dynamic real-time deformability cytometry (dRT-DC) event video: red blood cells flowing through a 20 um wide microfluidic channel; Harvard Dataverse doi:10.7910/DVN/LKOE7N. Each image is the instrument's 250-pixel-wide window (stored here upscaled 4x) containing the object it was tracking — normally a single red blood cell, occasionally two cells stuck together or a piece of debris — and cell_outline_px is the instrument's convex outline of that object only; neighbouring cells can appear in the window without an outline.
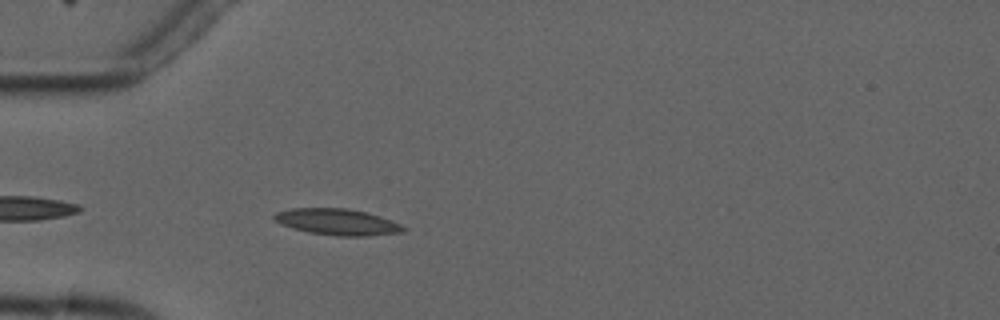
{"species": "common noctule bat (a hibernating species)", "species_latin": "Nyctalus noctula", "temperature_condition": "cold", "stored_images_in_passage": 5, "camera_frame_rate_fps": 3000, "um_per_image_px": 0.085, "animal": {"sex": "male", "forearm_length_mm": 52.5}, "frame": {"image": 1, "passage_image": 5, "time_ms": 4.667, "image_size_px": [1000, 320], "cell_outline_px": [[408, 228], [404, 232], [368, 236], [336, 236], [308, 232], [292, 228], [280, 224], [272, 216], [276, 212], [292, 208], [348, 208], [380, 216], [400, 224]], "centroid_in_image_um": [28.68, 18.87], "position_along_channel_um": 56.3, "area_um2": 19.83}}